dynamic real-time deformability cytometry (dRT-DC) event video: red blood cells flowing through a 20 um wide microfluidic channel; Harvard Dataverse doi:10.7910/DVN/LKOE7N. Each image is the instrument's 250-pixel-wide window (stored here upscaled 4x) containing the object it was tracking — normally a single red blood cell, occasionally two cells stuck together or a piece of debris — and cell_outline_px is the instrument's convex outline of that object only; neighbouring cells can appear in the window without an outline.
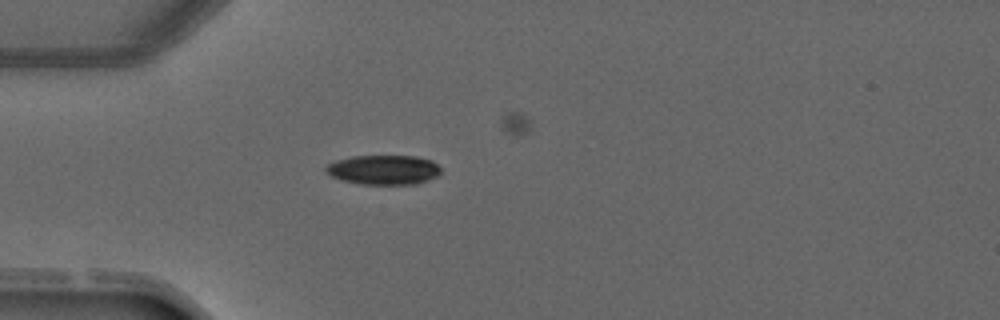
{"species": "common noctule bat (a hibernating species)", "species_latin": "Nyctalus noctula", "temperature_condition": "warm", "stored_images_in_passage": 3, "camera_frame_rate_fps": 3000, "um_per_image_px": 0.085, "animal": {"sex": "male", "forearm_length_mm": 52.5}, "frame": {"image": 1, "passage_image": 1, "time_ms": 0.0, "image_size_px": [1000, 320], "cell_outline_px": [[440, 172], [436, 176], [428, 180], [416, 184], [360, 184], [344, 180], [332, 176], [324, 172], [324, 168], [328, 164], [336, 160], [352, 156], [416, 156], [432, 160], [440, 168]], "centroid_in_image_um": [32.59, 14.43], "position_along_channel_um": 52.4, "area_um2": 19.77}}